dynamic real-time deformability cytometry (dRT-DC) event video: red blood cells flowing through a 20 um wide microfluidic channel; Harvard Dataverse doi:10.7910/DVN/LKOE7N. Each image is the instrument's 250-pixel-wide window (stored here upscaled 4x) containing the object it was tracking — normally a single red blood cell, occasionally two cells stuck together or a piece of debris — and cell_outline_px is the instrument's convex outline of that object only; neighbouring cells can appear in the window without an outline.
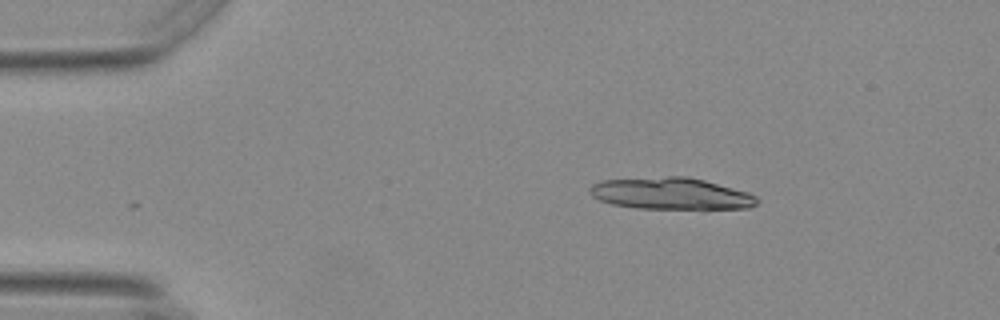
{"species": "Egyptian fruit bat (a non-hibernating species)", "species_latin": "Rousettus aegyptiacus", "temperature_condition": "warm", "stored_images_in_passage": 18, "segment_of_instrument_passage": [1, 2], "camera_frame_rate_fps": 3000, "um_per_image_px": 0.085, "animal": {"sex": "female"}, "frame": {"image": 1, "passage_image": 1, "time_ms": 0.0, "image_size_px": [1000, 320], "cell_outline_px": [[760, 200], [756, 204], [748, 208], [636, 208], [612, 204], [600, 200], [592, 196], [588, 192], [588, 188], [592, 184], [600, 180], [668, 176], [688, 176], [704, 180], [748, 192], [756, 196]], "centroid_in_image_um": [56.99, 16.44], "position_along_channel_um": 28.0, "area_um2": 30.92}}